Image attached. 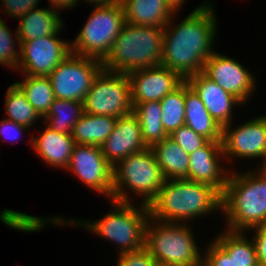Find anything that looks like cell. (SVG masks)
Instances as JSON below:
<instances>
[{
  "label": "cell",
  "instance_id": "33",
  "mask_svg": "<svg viewBox=\"0 0 266 266\" xmlns=\"http://www.w3.org/2000/svg\"><path fill=\"white\" fill-rule=\"evenodd\" d=\"M117 259V266H154L156 264V260L145 247L119 254Z\"/></svg>",
  "mask_w": 266,
  "mask_h": 266
},
{
  "label": "cell",
  "instance_id": "42",
  "mask_svg": "<svg viewBox=\"0 0 266 266\" xmlns=\"http://www.w3.org/2000/svg\"><path fill=\"white\" fill-rule=\"evenodd\" d=\"M154 266H172V265H169V264H162V263H157L154 265Z\"/></svg>",
  "mask_w": 266,
  "mask_h": 266
},
{
  "label": "cell",
  "instance_id": "40",
  "mask_svg": "<svg viewBox=\"0 0 266 266\" xmlns=\"http://www.w3.org/2000/svg\"><path fill=\"white\" fill-rule=\"evenodd\" d=\"M185 0H165V2L170 6V8L174 11V12H179V10L182 7V4H184Z\"/></svg>",
  "mask_w": 266,
  "mask_h": 266
},
{
  "label": "cell",
  "instance_id": "21",
  "mask_svg": "<svg viewBox=\"0 0 266 266\" xmlns=\"http://www.w3.org/2000/svg\"><path fill=\"white\" fill-rule=\"evenodd\" d=\"M129 24L165 27L174 12L165 0H121Z\"/></svg>",
  "mask_w": 266,
  "mask_h": 266
},
{
  "label": "cell",
  "instance_id": "12",
  "mask_svg": "<svg viewBox=\"0 0 266 266\" xmlns=\"http://www.w3.org/2000/svg\"><path fill=\"white\" fill-rule=\"evenodd\" d=\"M66 170L89 189L113 200V166L105 159L100 146L76 144Z\"/></svg>",
  "mask_w": 266,
  "mask_h": 266
},
{
  "label": "cell",
  "instance_id": "3",
  "mask_svg": "<svg viewBox=\"0 0 266 266\" xmlns=\"http://www.w3.org/2000/svg\"><path fill=\"white\" fill-rule=\"evenodd\" d=\"M148 207L149 215L158 221L187 223V220L221 211V194L205 183L187 179H165Z\"/></svg>",
  "mask_w": 266,
  "mask_h": 266
},
{
  "label": "cell",
  "instance_id": "10",
  "mask_svg": "<svg viewBox=\"0 0 266 266\" xmlns=\"http://www.w3.org/2000/svg\"><path fill=\"white\" fill-rule=\"evenodd\" d=\"M102 69L101 60L74 53L69 54L47 76L55 99L84 102L95 77Z\"/></svg>",
  "mask_w": 266,
  "mask_h": 266
},
{
  "label": "cell",
  "instance_id": "9",
  "mask_svg": "<svg viewBox=\"0 0 266 266\" xmlns=\"http://www.w3.org/2000/svg\"><path fill=\"white\" fill-rule=\"evenodd\" d=\"M83 107L86 113L116 118L133 112L128 75L102 69L95 77Z\"/></svg>",
  "mask_w": 266,
  "mask_h": 266
},
{
  "label": "cell",
  "instance_id": "5",
  "mask_svg": "<svg viewBox=\"0 0 266 266\" xmlns=\"http://www.w3.org/2000/svg\"><path fill=\"white\" fill-rule=\"evenodd\" d=\"M163 28L125 22L110 53L102 61L103 69L128 74L160 65L163 57Z\"/></svg>",
  "mask_w": 266,
  "mask_h": 266
},
{
  "label": "cell",
  "instance_id": "23",
  "mask_svg": "<svg viewBox=\"0 0 266 266\" xmlns=\"http://www.w3.org/2000/svg\"><path fill=\"white\" fill-rule=\"evenodd\" d=\"M165 179H187L189 155L169 136L151 147Z\"/></svg>",
  "mask_w": 266,
  "mask_h": 266
},
{
  "label": "cell",
  "instance_id": "16",
  "mask_svg": "<svg viewBox=\"0 0 266 266\" xmlns=\"http://www.w3.org/2000/svg\"><path fill=\"white\" fill-rule=\"evenodd\" d=\"M223 159L221 142L207 141L189 155L188 180L211 185L222 194L230 173L229 168L222 167Z\"/></svg>",
  "mask_w": 266,
  "mask_h": 266
},
{
  "label": "cell",
  "instance_id": "18",
  "mask_svg": "<svg viewBox=\"0 0 266 266\" xmlns=\"http://www.w3.org/2000/svg\"><path fill=\"white\" fill-rule=\"evenodd\" d=\"M186 81L195 90L209 114L221 127L234 121L232 120L233 107L242 105L236 97L225 92L202 72L190 76Z\"/></svg>",
  "mask_w": 266,
  "mask_h": 266
},
{
  "label": "cell",
  "instance_id": "28",
  "mask_svg": "<svg viewBox=\"0 0 266 266\" xmlns=\"http://www.w3.org/2000/svg\"><path fill=\"white\" fill-rule=\"evenodd\" d=\"M25 80L14 82L24 93L27 100L43 118L55 100L48 77L25 75Z\"/></svg>",
  "mask_w": 266,
  "mask_h": 266
},
{
  "label": "cell",
  "instance_id": "24",
  "mask_svg": "<svg viewBox=\"0 0 266 266\" xmlns=\"http://www.w3.org/2000/svg\"><path fill=\"white\" fill-rule=\"evenodd\" d=\"M116 120V117L84 112L72 132L75 144L101 146L113 132Z\"/></svg>",
  "mask_w": 266,
  "mask_h": 266
},
{
  "label": "cell",
  "instance_id": "6",
  "mask_svg": "<svg viewBox=\"0 0 266 266\" xmlns=\"http://www.w3.org/2000/svg\"><path fill=\"white\" fill-rule=\"evenodd\" d=\"M164 180L154 152L147 147L113 166V200L132 203L129 194L133 192L143 198L139 203L148 206L157 196ZM126 188L129 191L126 192Z\"/></svg>",
  "mask_w": 266,
  "mask_h": 266
},
{
  "label": "cell",
  "instance_id": "41",
  "mask_svg": "<svg viewBox=\"0 0 266 266\" xmlns=\"http://www.w3.org/2000/svg\"><path fill=\"white\" fill-rule=\"evenodd\" d=\"M263 161L261 160V165L262 167L261 168H258L256 171L259 172L261 175H264L266 176V152L263 154V157H262Z\"/></svg>",
  "mask_w": 266,
  "mask_h": 266
},
{
  "label": "cell",
  "instance_id": "20",
  "mask_svg": "<svg viewBox=\"0 0 266 266\" xmlns=\"http://www.w3.org/2000/svg\"><path fill=\"white\" fill-rule=\"evenodd\" d=\"M185 125L208 141H222V127L212 118L203 101L186 80Z\"/></svg>",
  "mask_w": 266,
  "mask_h": 266
},
{
  "label": "cell",
  "instance_id": "2",
  "mask_svg": "<svg viewBox=\"0 0 266 266\" xmlns=\"http://www.w3.org/2000/svg\"><path fill=\"white\" fill-rule=\"evenodd\" d=\"M172 16L163 28V57L160 65L178 73L184 80L202 72L204 63L213 54L217 37V19L211 2L196 7L178 25ZM172 22V23H171Z\"/></svg>",
  "mask_w": 266,
  "mask_h": 266
},
{
  "label": "cell",
  "instance_id": "26",
  "mask_svg": "<svg viewBox=\"0 0 266 266\" xmlns=\"http://www.w3.org/2000/svg\"><path fill=\"white\" fill-rule=\"evenodd\" d=\"M133 113L140 122L142 139L147 147L161 142L168 135L162 124L160 101L143 102L133 105Z\"/></svg>",
  "mask_w": 266,
  "mask_h": 266
},
{
  "label": "cell",
  "instance_id": "36",
  "mask_svg": "<svg viewBox=\"0 0 266 266\" xmlns=\"http://www.w3.org/2000/svg\"><path fill=\"white\" fill-rule=\"evenodd\" d=\"M251 230L252 232L255 231L252 240L256 248L259 266H266V224L251 228L247 232Z\"/></svg>",
  "mask_w": 266,
  "mask_h": 266
},
{
  "label": "cell",
  "instance_id": "1",
  "mask_svg": "<svg viewBox=\"0 0 266 266\" xmlns=\"http://www.w3.org/2000/svg\"><path fill=\"white\" fill-rule=\"evenodd\" d=\"M112 209L103 218L89 222L85 219L64 220L61 216L44 218L28 215L10 209H3L0 221L7 227L23 232H37L47 225L81 226L99 237L117 245L119 253L136 251L144 247L145 226L149 218V207L144 204L135 206L133 203H124L111 200ZM61 217V218H60ZM44 218V219H43ZM46 219V220H45ZM88 221V222H87ZM91 230V231H90Z\"/></svg>",
  "mask_w": 266,
  "mask_h": 266
},
{
  "label": "cell",
  "instance_id": "30",
  "mask_svg": "<svg viewBox=\"0 0 266 266\" xmlns=\"http://www.w3.org/2000/svg\"><path fill=\"white\" fill-rule=\"evenodd\" d=\"M162 124L169 136L185 125V80L160 100Z\"/></svg>",
  "mask_w": 266,
  "mask_h": 266
},
{
  "label": "cell",
  "instance_id": "35",
  "mask_svg": "<svg viewBox=\"0 0 266 266\" xmlns=\"http://www.w3.org/2000/svg\"><path fill=\"white\" fill-rule=\"evenodd\" d=\"M39 0H2L3 12L18 20L30 10L37 7Z\"/></svg>",
  "mask_w": 266,
  "mask_h": 266
},
{
  "label": "cell",
  "instance_id": "8",
  "mask_svg": "<svg viewBox=\"0 0 266 266\" xmlns=\"http://www.w3.org/2000/svg\"><path fill=\"white\" fill-rule=\"evenodd\" d=\"M125 22L121 2L94 7L85 25L71 42L72 53L103 61Z\"/></svg>",
  "mask_w": 266,
  "mask_h": 266
},
{
  "label": "cell",
  "instance_id": "19",
  "mask_svg": "<svg viewBox=\"0 0 266 266\" xmlns=\"http://www.w3.org/2000/svg\"><path fill=\"white\" fill-rule=\"evenodd\" d=\"M32 149L45 161L46 165L67 169L73 148L76 145L72 134H62L46 125L41 135L29 140Z\"/></svg>",
  "mask_w": 266,
  "mask_h": 266
},
{
  "label": "cell",
  "instance_id": "39",
  "mask_svg": "<svg viewBox=\"0 0 266 266\" xmlns=\"http://www.w3.org/2000/svg\"><path fill=\"white\" fill-rule=\"evenodd\" d=\"M89 4H93L94 7L107 6L121 2V0H85Z\"/></svg>",
  "mask_w": 266,
  "mask_h": 266
},
{
  "label": "cell",
  "instance_id": "43",
  "mask_svg": "<svg viewBox=\"0 0 266 266\" xmlns=\"http://www.w3.org/2000/svg\"><path fill=\"white\" fill-rule=\"evenodd\" d=\"M196 266H206L203 262Z\"/></svg>",
  "mask_w": 266,
  "mask_h": 266
},
{
  "label": "cell",
  "instance_id": "32",
  "mask_svg": "<svg viewBox=\"0 0 266 266\" xmlns=\"http://www.w3.org/2000/svg\"><path fill=\"white\" fill-rule=\"evenodd\" d=\"M172 138L188 155L201 148L208 140L202 135L197 134L187 125L180 126L170 135Z\"/></svg>",
  "mask_w": 266,
  "mask_h": 266
},
{
  "label": "cell",
  "instance_id": "22",
  "mask_svg": "<svg viewBox=\"0 0 266 266\" xmlns=\"http://www.w3.org/2000/svg\"><path fill=\"white\" fill-rule=\"evenodd\" d=\"M59 15V11L51 8L30 10L19 19L21 22L16 29L19 41L59 34L64 26Z\"/></svg>",
  "mask_w": 266,
  "mask_h": 266
},
{
  "label": "cell",
  "instance_id": "31",
  "mask_svg": "<svg viewBox=\"0 0 266 266\" xmlns=\"http://www.w3.org/2000/svg\"><path fill=\"white\" fill-rule=\"evenodd\" d=\"M15 35L14 38L16 37V39L13 38L6 22L0 17V64L17 71L20 55V49H17L20 48L17 30Z\"/></svg>",
  "mask_w": 266,
  "mask_h": 266
},
{
  "label": "cell",
  "instance_id": "37",
  "mask_svg": "<svg viewBox=\"0 0 266 266\" xmlns=\"http://www.w3.org/2000/svg\"><path fill=\"white\" fill-rule=\"evenodd\" d=\"M28 129L30 128L8 119L0 121V137L3 136L5 139L7 138V140L17 141V136L23 135Z\"/></svg>",
  "mask_w": 266,
  "mask_h": 266
},
{
  "label": "cell",
  "instance_id": "15",
  "mask_svg": "<svg viewBox=\"0 0 266 266\" xmlns=\"http://www.w3.org/2000/svg\"><path fill=\"white\" fill-rule=\"evenodd\" d=\"M127 75L132 105L160 101L184 81L178 73L162 65L135 70Z\"/></svg>",
  "mask_w": 266,
  "mask_h": 266
},
{
  "label": "cell",
  "instance_id": "38",
  "mask_svg": "<svg viewBox=\"0 0 266 266\" xmlns=\"http://www.w3.org/2000/svg\"><path fill=\"white\" fill-rule=\"evenodd\" d=\"M50 1V8L60 11V10H64L65 9H71L76 7L75 5H77V2H79L80 0H49ZM60 9V10H59Z\"/></svg>",
  "mask_w": 266,
  "mask_h": 266
},
{
  "label": "cell",
  "instance_id": "34",
  "mask_svg": "<svg viewBox=\"0 0 266 266\" xmlns=\"http://www.w3.org/2000/svg\"><path fill=\"white\" fill-rule=\"evenodd\" d=\"M203 255V263L206 266H235L233 257H230L214 240Z\"/></svg>",
  "mask_w": 266,
  "mask_h": 266
},
{
  "label": "cell",
  "instance_id": "4",
  "mask_svg": "<svg viewBox=\"0 0 266 266\" xmlns=\"http://www.w3.org/2000/svg\"><path fill=\"white\" fill-rule=\"evenodd\" d=\"M253 170L228 175L221 194L227 230L246 232L266 224V176Z\"/></svg>",
  "mask_w": 266,
  "mask_h": 266
},
{
  "label": "cell",
  "instance_id": "29",
  "mask_svg": "<svg viewBox=\"0 0 266 266\" xmlns=\"http://www.w3.org/2000/svg\"><path fill=\"white\" fill-rule=\"evenodd\" d=\"M5 110V114L8 115L5 119L25 125L29 128H31L34 123L36 124L37 120H43L15 83L7 90L5 96Z\"/></svg>",
  "mask_w": 266,
  "mask_h": 266
},
{
  "label": "cell",
  "instance_id": "13",
  "mask_svg": "<svg viewBox=\"0 0 266 266\" xmlns=\"http://www.w3.org/2000/svg\"><path fill=\"white\" fill-rule=\"evenodd\" d=\"M222 127V149L228 163L233 158L262 159L266 152V115H261L232 128ZM231 129V130H230Z\"/></svg>",
  "mask_w": 266,
  "mask_h": 266
},
{
  "label": "cell",
  "instance_id": "7",
  "mask_svg": "<svg viewBox=\"0 0 266 266\" xmlns=\"http://www.w3.org/2000/svg\"><path fill=\"white\" fill-rule=\"evenodd\" d=\"M187 223H166L149 216L144 247L157 263L196 266L203 262L195 236Z\"/></svg>",
  "mask_w": 266,
  "mask_h": 266
},
{
  "label": "cell",
  "instance_id": "27",
  "mask_svg": "<svg viewBox=\"0 0 266 266\" xmlns=\"http://www.w3.org/2000/svg\"><path fill=\"white\" fill-rule=\"evenodd\" d=\"M83 113V102L55 99L43 119L52 130L62 134H72L75 124Z\"/></svg>",
  "mask_w": 266,
  "mask_h": 266
},
{
  "label": "cell",
  "instance_id": "14",
  "mask_svg": "<svg viewBox=\"0 0 266 266\" xmlns=\"http://www.w3.org/2000/svg\"><path fill=\"white\" fill-rule=\"evenodd\" d=\"M240 62L218 52L206 60L202 73L219 85L225 92L246 103L256 88L253 73Z\"/></svg>",
  "mask_w": 266,
  "mask_h": 266
},
{
  "label": "cell",
  "instance_id": "17",
  "mask_svg": "<svg viewBox=\"0 0 266 266\" xmlns=\"http://www.w3.org/2000/svg\"><path fill=\"white\" fill-rule=\"evenodd\" d=\"M105 159L115 166L132 153L147 148L142 139L140 122L137 116L131 112L118 117L113 132L100 146Z\"/></svg>",
  "mask_w": 266,
  "mask_h": 266
},
{
  "label": "cell",
  "instance_id": "11",
  "mask_svg": "<svg viewBox=\"0 0 266 266\" xmlns=\"http://www.w3.org/2000/svg\"><path fill=\"white\" fill-rule=\"evenodd\" d=\"M58 37V38H57ZM17 70L24 75L47 77L59 63L72 53L71 43L59 38V34L20 41Z\"/></svg>",
  "mask_w": 266,
  "mask_h": 266
},
{
  "label": "cell",
  "instance_id": "25",
  "mask_svg": "<svg viewBox=\"0 0 266 266\" xmlns=\"http://www.w3.org/2000/svg\"><path fill=\"white\" fill-rule=\"evenodd\" d=\"M245 233L226 230L213 240L233 257L235 266H259L254 242L248 239Z\"/></svg>",
  "mask_w": 266,
  "mask_h": 266
}]
</instances>
